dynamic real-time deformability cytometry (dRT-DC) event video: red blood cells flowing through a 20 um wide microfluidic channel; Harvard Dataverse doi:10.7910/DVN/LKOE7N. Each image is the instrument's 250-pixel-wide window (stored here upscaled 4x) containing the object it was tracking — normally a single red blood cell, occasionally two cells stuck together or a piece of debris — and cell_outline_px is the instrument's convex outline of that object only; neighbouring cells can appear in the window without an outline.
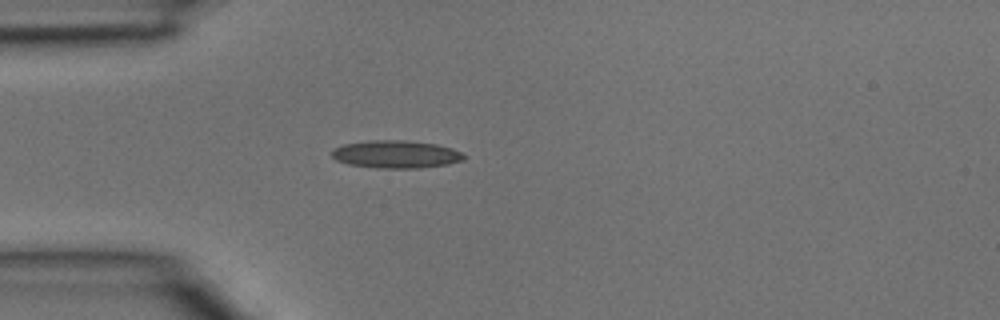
{"species": "common noctule bat (a hibernating species)", "species_latin": "Nyctalus noctula", "temperature_condition": "room temperature", "stored_images_in_passage": 3, "camera_frame_rate_fps": 3000, "um_per_image_px": 0.085, "animal": {"sex": "male", "body_mass_g": 15.6}, "frame": {"image": 1, "passage_image": 3, "time_ms": 0.667, "image_size_px": [1000, 320], "cell_outline_px": [[464, 160], [448, 164], [420, 168], [376, 168], [348, 164], [336, 160], [332, 156], [332, 148], [344, 144], [368, 140], [404, 140], [436, 144], [452, 148], [460, 152], [464, 156]], "centroid_in_image_um": [33.63, 13.11], "position_along_channel_um": 51.4, "area_um2": 21.39}}